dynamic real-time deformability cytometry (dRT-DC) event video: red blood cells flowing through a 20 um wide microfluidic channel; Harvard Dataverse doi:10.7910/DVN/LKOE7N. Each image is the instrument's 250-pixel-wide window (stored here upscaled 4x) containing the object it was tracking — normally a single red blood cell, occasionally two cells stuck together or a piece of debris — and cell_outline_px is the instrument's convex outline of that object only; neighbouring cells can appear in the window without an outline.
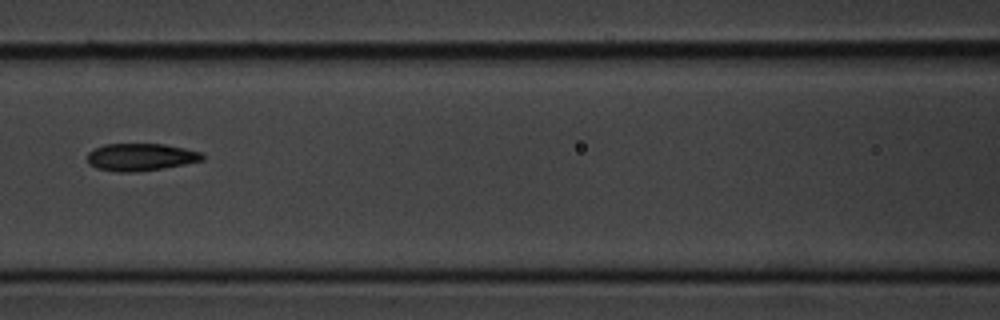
{"species": "common noctule bat (a hibernating species)", "species_latin": "Nyctalus noctula", "temperature_condition": "cold", "stored_images_in_passage": 8, "camera_frame_rate_fps": 3000, "um_per_image_px": 0.085, "animal": {"sex": "male", "body_mass_g": 20.1, "forearm_length_mm": 53.5}, "frame": {"image": 1, "passage_image": 8, "time_ms": 8.0, "image_size_px": [1000, 320], "cell_outline_px": [[204, 160], [184, 164], [136, 172], [120, 172], [96, 168], [88, 164], [88, 152], [104, 144], [164, 144], [184, 148], [200, 152], [204, 156]], "centroid_in_image_um": [11.94, 13.35], "position_along_channel_um": 154.7, "area_um2": 18.21}}